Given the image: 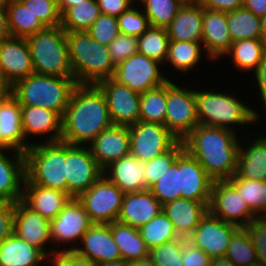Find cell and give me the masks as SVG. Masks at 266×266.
Instances as JSON below:
<instances>
[{
	"instance_id": "cell-1",
	"label": "cell",
	"mask_w": 266,
	"mask_h": 266,
	"mask_svg": "<svg viewBox=\"0 0 266 266\" xmlns=\"http://www.w3.org/2000/svg\"><path fill=\"white\" fill-rule=\"evenodd\" d=\"M112 125L101 89L95 84H78L62 117L61 141L86 146Z\"/></svg>"
},
{
	"instance_id": "cell-2",
	"label": "cell",
	"mask_w": 266,
	"mask_h": 266,
	"mask_svg": "<svg viewBox=\"0 0 266 266\" xmlns=\"http://www.w3.org/2000/svg\"><path fill=\"white\" fill-rule=\"evenodd\" d=\"M236 131L197 125L183 140L184 150L194 157L214 181L229 180L237 170L240 142Z\"/></svg>"
},
{
	"instance_id": "cell-3",
	"label": "cell",
	"mask_w": 266,
	"mask_h": 266,
	"mask_svg": "<svg viewBox=\"0 0 266 266\" xmlns=\"http://www.w3.org/2000/svg\"><path fill=\"white\" fill-rule=\"evenodd\" d=\"M70 62L78 84H97L113 78L115 66L109 47L96 41L87 31L66 32Z\"/></svg>"
},
{
	"instance_id": "cell-4",
	"label": "cell",
	"mask_w": 266,
	"mask_h": 266,
	"mask_svg": "<svg viewBox=\"0 0 266 266\" xmlns=\"http://www.w3.org/2000/svg\"><path fill=\"white\" fill-rule=\"evenodd\" d=\"M77 85L74 77L34 73L13 85V96L21 106L44 107L63 117Z\"/></svg>"
},
{
	"instance_id": "cell-5",
	"label": "cell",
	"mask_w": 266,
	"mask_h": 266,
	"mask_svg": "<svg viewBox=\"0 0 266 266\" xmlns=\"http://www.w3.org/2000/svg\"><path fill=\"white\" fill-rule=\"evenodd\" d=\"M199 124L227 128L237 132L233 125H249L259 121L257 110L245 105L230 93L195 91ZM232 125V126H231Z\"/></svg>"
},
{
	"instance_id": "cell-6",
	"label": "cell",
	"mask_w": 266,
	"mask_h": 266,
	"mask_svg": "<svg viewBox=\"0 0 266 266\" xmlns=\"http://www.w3.org/2000/svg\"><path fill=\"white\" fill-rule=\"evenodd\" d=\"M31 51L34 73L74 77L70 62L66 31L60 26L45 27L26 38Z\"/></svg>"
},
{
	"instance_id": "cell-7",
	"label": "cell",
	"mask_w": 266,
	"mask_h": 266,
	"mask_svg": "<svg viewBox=\"0 0 266 266\" xmlns=\"http://www.w3.org/2000/svg\"><path fill=\"white\" fill-rule=\"evenodd\" d=\"M25 173L35 185L67 193L66 143H33L25 152Z\"/></svg>"
},
{
	"instance_id": "cell-8",
	"label": "cell",
	"mask_w": 266,
	"mask_h": 266,
	"mask_svg": "<svg viewBox=\"0 0 266 266\" xmlns=\"http://www.w3.org/2000/svg\"><path fill=\"white\" fill-rule=\"evenodd\" d=\"M125 193L104 174L77 199L93 224L116 222Z\"/></svg>"
},
{
	"instance_id": "cell-9",
	"label": "cell",
	"mask_w": 266,
	"mask_h": 266,
	"mask_svg": "<svg viewBox=\"0 0 266 266\" xmlns=\"http://www.w3.org/2000/svg\"><path fill=\"white\" fill-rule=\"evenodd\" d=\"M167 81L165 126L182 141L197 125L195 90Z\"/></svg>"
},
{
	"instance_id": "cell-10",
	"label": "cell",
	"mask_w": 266,
	"mask_h": 266,
	"mask_svg": "<svg viewBox=\"0 0 266 266\" xmlns=\"http://www.w3.org/2000/svg\"><path fill=\"white\" fill-rule=\"evenodd\" d=\"M102 175L103 169L92 156L88 145L66 143L67 193L71 198H78Z\"/></svg>"
},
{
	"instance_id": "cell-11",
	"label": "cell",
	"mask_w": 266,
	"mask_h": 266,
	"mask_svg": "<svg viewBox=\"0 0 266 266\" xmlns=\"http://www.w3.org/2000/svg\"><path fill=\"white\" fill-rule=\"evenodd\" d=\"M130 154L142 162L169 151L179 140L159 123L138 121L129 126Z\"/></svg>"
},
{
	"instance_id": "cell-12",
	"label": "cell",
	"mask_w": 266,
	"mask_h": 266,
	"mask_svg": "<svg viewBox=\"0 0 266 266\" xmlns=\"http://www.w3.org/2000/svg\"><path fill=\"white\" fill-rule=\"evenodd\" d=\"M161 65L143 54L136 53L115 67L113 79L142 94L169 80L159 70Z\"/></svg>"
},
{
	"instance_id": "cell-13",
	"label": "cell",
	"mask_w": 266,
	"mask_h": 266,
	"mask_svg": "<svg viewBox=\"0 0 266 266\" xmlns=\"http://www.w3.org/2000/svg\"><path fill=\"white\" fill-rule=\"evenodd\" d=\"M208 209L213 216L239 228H244L256 218L227 180L214 181Z\"/></svg>"
},
{
	"instance_id": "cell-14",
	"label": "cell",
	"mask_w": 266,
	"mask_h": 266,
	"mask_svg": "<svg viewBox=\"0 0 266 266\" xmlns=\"http://www.w3.org/2000/svg\"><path fill=\"white\" fill-rule=\"evenodd\" d=\"M92 225L83 205L77 198H71L59 214L50 220L51 251L59 252L55 250L57 243L70 245L78 242Z\"/></svg>"
},
{
	"instance_id": "cell-15",
	"label": "cell",
	"mask_w": 266,
	"mask_h": 266,
	"mask_svg": "<svg viewBox=\"0 0 266 266\" xmlns=\"http://www.w3.org/2000/svg\"><path fill=\"white\" fill-rule=\"evenodd\" d=\"M105 95L109 116L113 125L131 126L139 121L140 94L113 78L96 84Z\"/></svg>"
},
{
	"instance_id": "cell-16",
	"label": "cell",
	"mask_w": 266,
	"mask_h": 266,
	"mask_svg": "<svg viewBox=\"0 0 266 266\" xmlns=\"http://www.w3.org/2000/svg\"><path fill=\"white\" fill-rule=\"evenodd\" d=\"M238 229L208 211L187 240L210 258L224 257L231 237Z\"/></svg>"
},
{
	"instance_id": "cell-17",
	"label": "cell",
	"mask_w": 266,
	"mask_h": 266,
	"mask_svg": "<svg viewBox=\"0 0 266 266\" xmlns=\"http://www.w3.org/2000/svg\"><path fill=\"white\" fill-rule=\"evenodd\" d=\"M82 242V243H81ZM65 248L59 252H73L76 256L97 264L121 259L120 250L111 234L110 224H93L80 240L79 246Z\"/></svg>"
},
{
	"instance_id": "cell-18",
	"label": "cell",
	"mask_w": 266,
	"mask_h": 266,
	"mask_svg": "<svg viewBox=\"0 0 266 266\" xmlns=\"http://www.w3.org/2000/svg\"><path fill=\"white\" fill-rule=\"evenodd\" d=\"M178 168L181 198L200 201L209 207L214 180L185 150L178 156Z\"/></svg>"
},
{
	"instance_id": "cell-19",
	"label": "cell",
	"mask_w": 266,
	"mask_h": 266,
	"mask_svg": "<svg viewBox=\"0 0 266 266\" xmlns=\"http://www.w3.org/2000/svg\"><path fill=\"white\" fill-rule=\"evenodd\" d=\"M0 68L4 78L12 85L34 74L26 38L10 36L0 40Z\"/></svg>"
},
{
	"instance_id": "cell-20",
	"label": "cell",
	"mask_w": 266,
	"mask_h": 266,
	"mask_svg": "<svg viewBox=\"0 0 266 266\" xmlns=\"http://www.w3.org/2000/svg\"><path fill=\"white\" fill-rule=\"evenodd\" d=\"M50 220L33 212L21 201L15 203L13 233L31 246L39 249L48 259L56 251L46 249L49 237ZM48 251V252H47Z\"/></svg>"
},
{
	"instance_id": "cell-21",
	"label": "cell",
	"mask_w": 266,
	"mask_h": 266,
	"mask_svg": "<svg viewBox=\"0 0 266 266\" xmlns=\"http://www.w3.org/2000/svg\"><path fill=\"white\" fill-rule=\"evenodd\" d=\"M88 146L92 156L104 170L114 161L130 154L129 127L112 125L102 131Z\"/></svg>"
},
{
	"instance_id": "cell-22",
	"label": "cell",
	"mask_w": 266,
	"mask_h": 266,
	"mask_svg": "<svg viewBox=\"0 0 266 266\" xmlns=\"http://www.w3.org/2000/svg\"><path fill=\"white\" fill-rule=\"evenodd\" d=\"M202 45L209 60L225 55L232 40L228 30L227 13L203 8Z\"/></svg>"
},
{
	"instance_id": "cell-23",
	"label": "cell",
	"mask_w": 266,
	"mask_h": 266,
	"mask_svg": "<svg viewBox=\"0 0 266 266\" xmlns=\"http://www.w3.org/2000/svg\"><path fill=\"white\" fill-rule=\"evenodd\" d=\"M161 211V203L149 189L125 193L117 221L139 229Z\"/></svg>"
},
{
	"instance_id": "cell-24",
	"label": "cell",
	"mask_w": 266,
	"mask_h": 266,
	"mask_svg": "<svg viewBox=\"0 0 266 266\" xmlns=\"http://www.w3.org/2000/svg\"><path fill=\"white\" fill-rule=\"evenodd\" d=\"M0 149V202L21 201L25 173V153L11 150V157ZM22 184V185H21Z\"/></svg>"
},
{
	"instance_id": "cell-25",
	"label": "cell",
	"mask_w": 266,
	"mask_h": 266,
	"mask_svg": "<svg viewBox=\"0 0 266 266\" xmlns=\"http://www.w3.org/2000/svg\"><path fill=\"white\" fill-rule=\"evenodd\" d=\"M32 144L23 132L21 105L12 96L0 106V149L25 153Z\"/></svg>"
},
{
	"instance_id": "cell-26",
	"label": "cell",
	"mask_w": 266,
	"mask_h": 266,
	"mask_svg": "<svg viewBox=\"0 0 266 266\" xmlns=\"http://www.w3.org/2000/svg\"><path fill=\"white\" fill-rule=\"evenodd\" d=\"M21 202L33 212L41 214L46 219H54L71 197L68 193L44 188L24 180Z\"/></svg>"
},
{
	"instance_id": "cell-27",
	"label": "cell",
	"mask_w": 266,
	"mask_h": 266,
	"mask_svg": "<svg viewBox=\"0 0 266 266\" xmlns=\"http://www.w3.org/2000/svg\"><path fill=\"white\" fill-rule=\"evenodd\" d=\"M22 128L25 138L46 136L44 142H59L62 137V117L55 111L37 106H21Z\"/></svg>"
},
{
	"instance_id": "cell-28",
	"label": "cell",
	"mask_w": 266,
	"mask_h": 266,
	"mask_svg": "<svg viewBox=\"0 0 266 266\" xmlns=\"http://www.w3.org/2000/svg\"><path fill=\"white\" fill-rule=\"evenodd\" d=\"M162 211L173 224L178 236L187 239L209 209L203 202L179 198L162 205Z\"/></svg>"
},
{
	"instance_id": "cell-29",
	"label": "cell",
	"mask_w": 266,
	"mask_h": 266,
	"mask_svg": "<svg viewBox=\"0 0 266 266\" xmlns=\"http://www.w3.org/2000/svg\"><path fill=\"white\" fill-rule=\"evenodd\" d=\"M103 174L124 193L148 189L144 162L131 154L111 163L103 170Z\"/></svg>"
},
{
	"instance_id": "cell-30",
	"label": "cell",
	"mask_w": 266,
	"mask_h": 266,
	"mask_svg": "<svg viewBox=\"0 0 266 266\" xmlns=\"http://www.w3.org/2000/svg\"><path fill=\"white\" fill-rule=\"evenodd\" d=\"M203 7L188 1L176 13L166 28L170 41L202 42Z\"/></svg>"
},
{
	"instance_id": "cell-31",
	"label": "cell",
	"mask_w": 266,
	"mask_h": 266,
	"mask_svg": "<svg viewBox=\"0 0 266 266\" xmlns=\"http://www.w3.org/2000/svg\"><path fill=\"white\" fill-rule=\"evenodd\" d=\"M252 143V144H251ZM240 145L236 175L242 179L266 181V136Z\"/></svg>"
},
{
	"instance_id": "cell-32",
	"label": "cell",
	"mask_w": 266,
	"mask_h": 266,
	"mask_svg": "<svg viewBox=\"0 0 266 266\" xmlns=\"http://www.w3.org/2000/svg\"><path fill=\"white\" fill-rule=\"evenodd\" d=\"M47 257L37 248L12 233L0 243V266H38Z\"/></svg>"
},
{
	"instance_id": "cell-33",
	"label": "cell",
	"mask_w": 266,
	"mask_h": 266,
	"mask_svg": "<svg viewBox=\"0 0 266 266\" xmlns=\"http://www.w3.org/2000/svg\"><path fill=\"white\" fill-rule=\"evenodd\" d=\"M110 229L122 259L133 262L149 257V248L141 238L139 229L118 221L110 223Z\"/></svg>"
},
{
	"instance_id": "cell-34",
	"label": "cell",
	"mask_w": 266,
	"mask_h": 266,
	"mask_svg": "<svg viewBox=\"0 0 266 266\" xmlns=\"http://www.w3.org/2000/svg\"><path fill=\"white\" fill-rule=\"evenodd\" d=\"M6 8L10 36L27 38L45 28L20 0L11 1Z\"/></svg>"
},
{
	"instance_id": "cell-35",
	"label": "cell",
	"mask_w": 266,
	"mask_h": 266,
	"mask_svg": "<svg viewBox=\"0 0 266 266\" xmlns=\"http://www.w3.org/2000/svg\"><path fill=\"white\" fill-rule=\"evenodd\" d=\"M225 55H231L233 64L241 71L254 72L266 55V47L261 39H243L233 42Z\"/></svg>"
},
{
	"instance_id": "cell-36",
	"label": "cell",
	"mask_w": 266,
	"mask_h": 266,
	"mask_svg": "<svg viewBox=\"0 0 266 266\" xmlns=\"http://www.w3.org/2000/svg\"><path fill=\"white\" fill-rule=\"evenodd\" d=\"M256 217H266V181L248 180L234 174L227 180Z\"/></svg>"
},
{
	"instance_id": "cell-37",
	"label": "cell",
	"mask_w": 266,
	"mask_h": 266,
	"mask_svg": "<svg viewBox=\"0 0 266 266\" xmlns=\"http://www.w3.org/2000/svg\"><path fill=\"white\" fill-rule=\"evenodd\" d=\"M232 43L243 39H261V20L244 7L227 12Z\"/></svg>"
},
{
	"instance_id": "cell-38",
	"label": "cell",
	"mask_w": 266,
	"mask_h": 266,
	"mask_svg": "<svg viewBox=\"0 0 266 266\" xmlns=\"http://www.w3.org/2000/svg\"><path fill=\"white\" fill-rule=\"evenodd\" d=\"M167 82L140 94L139 121L165 125Z\"/></svg>"
},
{
	"instance_id": "cell-39",
	"label": "cell",
	"mask_w": 266,
	"mask_h": 266,
	"mask_svg": "<svg viewBox=\"0 0 266 266\" xmlns=\"http://www.w3.org/2000/svg\"><path fill=\"white\" fill-rule=\"evenodd\" d=\"M101 14L97 0H87L61 15L60 26L66 31H87Z\"/></svg>"
},
{
	"instance_id": "cell-40",
	"label": "cell",
	"mask_w": 266,
	"mask_h": 266,
	"mask_svg": "<svg viewBox=\"0 0 266 266\" xmlns=\"http://www.w3.org/2000/svg\"><path fill=\"white\" fill-rule=\"evenodd\" d=\"M203 50L200 42L170 41L165 62L171 63L176 71L187 72L201 61Z\"/></svg>"
},
{
	"instance_id": "cell-41",
	"label": "cell",
	"mask_w": 266,
	"mask_h": 266,
	"mask_svg": "<svg viewBox=\"0 0 266 266\" xmlns=\"http://www.w3.org/2000/svg\"><path fill=\"white\" fill-rule=\"evenodd\" d=\"M170 39L166 28L150 26L138 37V53L163 65L165 63Z\"/></svg>"
},
{
	"instance_id": "cell-42",
	"label": "cell",
	"mask_w": 266,
	"mask_h": 266,
	"mask_svg": "<svg viewBox=\"0 0 266 266\" xmlns=\"http://www.w3.org/2000/svg\"><path fill=\"white\" fill-rule=\"evenodd\" d=\"M139 232L149 249L180 238L163 211L141 226Z\"/></svg>"
},
{
	"instance_id": "cell-43",
	"label": "cell",
	"mask_w": 266,
	"mask_h": 266,
	"mask_svg": "<svg viewBox=\"0 0 266 266\" xmlns=\"http://www.w3.org/2000/svg\"><path fill=\"white\" fill-rule=\"evenodd\" d=\"M225 257L235 266H251L258 263L257 253L245 228H239L232 235Z\"/></svg>"
},
{
	"instance_id": "cell-44",
	"label": "cell",
	"mask_w": 266,
	"mask_h": 266,
	"mask_svg": "<svg viewBox=\"0 0 266 266\" xmlns=\"http://www.w3.org/2000/svg\"><path fill=\"white\" fill-rule=\"evenodd\" d=\"M151 26L167 28L185 0H139Z\"/></svg>"
},
{
	"instance_id": "cell-45",
	"label": "cell",
	"mask_w": 266,
	"mask_h": 266,
	"mask_svg": "<svg viewBox=\"0 0 266 266\" xmlns=\"http://www.w3.org/2000/svg\"><path fill=\"white\" fill-rule=\"evenodd\" d=\"M149 190L161 205L181 198V192L179 189L178 157L169 167L167 172L154 183Z\"/></svg>"
},
{
	"instance_id": "cell-46",
	"label": "cell",
	"mask_w": 266,
	"mask_h": 266,
	"mask_svg": "<svg viewBox=\"0 0 266 266\" xmlns=\"http://www.w3.org/2000/svg\"><path fill=\"white\" fill-rule=\"evenodd\" d=\"M184 151L182 141H178L169 151L156 156L150 161L144 162L145 174L148 180V189L156 183L176 161L177 157Z\"/></svg>"
},
{
	"instance_id": "cell-47",
	"label": "cell",
	"mask_w": 266,
	"mask_h": 266,
	"mask_svg": "<svg viewBox=\"0 0 266 266\" xmlns=\"http://www.w3.org/2000/svg\"><path fill=\"white\" fill-rule=\"evenodd\" d=\"M186 238L166 242L162 245L149 249V257L157 266H182L183 243Z\"/></svg>"
},
{
	"instance_id": "cell-48",
	"label": "cell",
	"mask_w": 266,
	"mask_h": 266,
	"mask_svg": "<svg viewBox=\"0 0 266 266\" xmlns=\"http://www.w3.org/2000/svg\"><path fill=\"white\" fill-rule=\"evenodd\" d=\"M120 34L139 37L151 26L143 10L131 6L117 17Z\"/></svg>"
},
{
	"instance_id": "cell-49",
	"label": "cell",
	"mask_w": 266,
	"mask_h": 266,
	"mask_svg": "<svg viewBox=\"0 0 266 266\" xmlns=\"http://www.w3.org/2000/svg\"><path fill=\"white\" fill-rule=\"evenodd\" d=\"M45 27L61 24L57 0H20Z\"/></svg>"
},
{
	"instance_id": "cell-50",
	"label": "cell",
	"mask_w": 266,
	"mask_h": 266,
	"mask_svg": "<svg viewBox=\"0 0 266 266\" xmlns=\"http://www.w3.org/2000/svg\"><path fill=\"white\" fill-rule=\"evenodd\" d=\"M87 32L96 41L108 46L120 34L117 17L101 13Z\"/></svg>"
},
{
	"instance_id": "cell-51",
	"label": "cell",
	"mask_w": 266,
	"mask_h": 266,
	"mask_svg": "<svg viewBox=\"0 0 266 266\" xmlns=\"http://www.w3.org/2000/svg\"><path fill=\"white\" fill-rule=\"evenodd\" d=\"M108 47L110 59L116 67L133 54L138 53V38L119 34L109 43Z\"/></svg>"
},
{
	"instance_id": "cell-52",
	"label": "cell",
	"mask_w": 266,
	"mask_h": 266,
	"mask_svg": "<svg viewBox=\"0 0 266 266\" xmlns=\"http://www.w3.org/2000/svg\"><path fill=\"white\" fill-rule=\"evenodd\" d=\"M244 228L252 240L258 263L266 266V217H256Z\"/></svg>"
},
{
	"instance_id": "cell-53",
	"label": "cell",
	"mask_w": 266,
	"mask_h": 266,
	"mask_svg": "<svg viewBox=\"0 0 266 266\" xmlns=\"http://www.w3.org/2000/svg\"><path fill=\"white\" fill-rule=\"evenodd\" d=\"M182 266H209L211 258L200 248L186 240L183 243Z\"/></svg>"
},
{
	"instance_id": "cell-54",
	"label": "cell",
	"mask_w": 266,
	"mask_h": 266,
	"mask_svg": "<svg viewBox=\"0 0 266 266\" xmlns=\"http://www.w3.org/2000/svg\"><path fill=\"white\" fill-rule=\"evenodd\" d=\"M15 203L0 202V243L13 233Z\"/></svg>"
},
{
	"instance_id": "cell-55",
	"label": "cell",
	"mask_w": 266,
	"mask_h": 266,
	"mask_svg": "<svg viewBox=\"0 0 266 266\" xmlns=\"http://www.w3.org/2000/svg\"><path fill=\"white\" fill-rule=\"evenodd\" d=\"M135 1L136 0H97V3L102 14L118 17L133 6V2Z\"/></svg>"
},
{
	"instance_id": "cell-56",
	"label": "cell",
	"mask_w": 266,
	"mask_h": 266,
	"mask_svg": "<svg viewBox=\"0 0 266 266\" xmlns=\"http://www.w3.org/2000/svg\"><path fill=\"white\" fill-rule=\"evenodd\" d=\"M54 266H98L97 263L80 258L73 252H55L52 254Z\"/></svg>"
},
{
	"instance_id": "cell-57",
	"label": "cell",
	"mask_w": 266,
	"mask_h": 266,
	"mask_svg": "<svg viewBox=\"0 0 266 266\" xmlns=\"http://www.w3.org/2000/svg\"><path fill=\"white\" fill-rule=\"evenodd\" d=\"M198 2L203 8L226 13L243 7V0H199Z\"/></svg>"
},
{
	"instance_id": "cell-58",
	"label": "cell",
	"mask_w": 266,
	"mask_h": 266,
	"mask_svg": "<svg viewBox=\"0 0 266 266\" xmlns=\"http://www.w3.org/2000/svg\"><path fill=\"white\" fill-rule=\"evenodd\" d=\"M254 76L257 81L258 91L260 90L261 101L264 102V107L266 111V55L263 60L258 65L257 69L254 71Z\"/></svg>"
},
{
	"instance_id": "cell-59",
	"label": "cell",
	"mask_w": 266,
	"mask_h": 266,
	"mask_svg": "<svg viewBox=\"0 0 266 266\" xmlns=\"http://www.w3.org/2000/svg\"><path fill=\"white\" fill-rule=\"evenodd\" d=\"M243 7L259 18L266 15V0H243Z\"/></svg>"
},
{
	"instance_id": "cell-60",
	"label": "cell",
	"mask_w": 266,
	"mask_h": 266,
	"mask_svg": "<svg viewBox=\"0 0 266 266\" xmlns=\"http://www.w3.org/2000/svg\"><path fill=\"white\" fill-rule=\"evenodd\" d=\"M10 37L8 30L7 8L0 4V40Z\"/></svg>"
},
{
	"instance_id": "cell-61",
	"label": "cell",
	"mask_w": 266,
	"mask_h": 266,
	"mask_svg": "<svg viewBox=\"0 0 266 266\" xmlns=\"http://www.w3.org/2000/svg\"><path fill=\"white\" fill-rule=\"evenodd\" d=\"M13 96V85L8 81H0V106Z\"/></svg>"
},
{
	"instance_id": "cell-62",
	"label": "cell",
	"mask_w": 266,
	"mask_h": 266,
	"mask_svg": "<svg viewBox=\"0 0 266 266\" xmlns=\"http://www.w3.org/2000/svg\"><path fill=\"white\" fill-rule=\"evenodd\" d=\"M84 1L87 0H57L60 15H62L67 9L72 8Z\"/></svg>"
},
{
	"instance_id": "cell-63",
	"label": "cell",
	"mask_w": 266,
	"mask_h": 266,
	"mask_svg": "<svg viewBox=\"0 0 266 266\" xmlns=\"http://www.w3.org/2000/svg\"><path fill=\"white\" fill-rule=\"evenodd\" d=\"M209 266H235L232 261L224 257L211 258Z\"/></svg>"
},
{
	"instance_id": "cell-64",
	"label": "cell",
	"mask_w": 266,
	"mask_h": 266,
	"mask_svg": "<svg viewBox=\"0 0 266 266\" xmlns=\"http://www.w3.org/2000/svg\"><path fill=\"white\" fill-rule=\"evenodd\" d=\"M130 266H157L150 257L130 262Z\"/></svg>"
},
{
	"instance_id": "cell-65",
	"label": "cell",
	"mask_w": 266,
	"mask_h": 266,
	"mask_svg": "<svg viewBox=\"0 0 266 266\" xmlns=\"http://www.w3.org/2000/svg\"><path fill=\"white\" fill-rule=\"evenodd\" d=\"M98 266H130V262L121 258L104 264H98Z\"/></svg>"
},
{
	"instance_id": "cell-66",
	"label": "cell",
	"mask_w": 266,
	"mask_h": 266,
	"mask_svg": "<svg viewBox=\"0 0 266 266\" xmlns=\"http://www.w3.org/2000/svg\"><path fill=\"white\" fill-rule=\"evenodd\" d=\"M261 20V41L264 43L266 47V15Z\"/></svg>"
},
{
	"instance_id": "cell-67",
	"label": "cell",
	"mask_w": 266,
	"mask_h": 266,
	"mask_svg": "<svg viewBox=\"0 0 266 266\" xmlns=\"http://www.w3.org/2000/svg\"><path fill=\"white\" fill-rule=\"evenodd\" d=\"M11 1H13V0H0V4L7 6Z\"/></svg>"
},
{
	"instance_id": "cell-68",
	"label": "cell",
	"mask_w": 266,
	"mask_h": 266,
	"mask_svg": "<svg viewBox=\"0 0 266 266\" xmlns=\"http://www.w3.org/2000/svg\"><path fill=\"white\" fill-rule=\"evenodd\" d=\"M0 81H7L5 78H4V75L1 71V68H0Z\"/></svg>"
},
{
	"instance_id": "cell-69",
	"label": "cell",
	"mask_w": 266,
	"mask_h": 266,
	"mask_svg": "<svg viewBox=\"0 0 266 266\" xmlns=\"http://www.w3.org/2000/svg\"><path fill=\"white\" fill-rule=\"evenodd\" d=\"M251 266H264V265L257 263V264H253Z\"/></svg>"
},
{
	"instance_id": "cell-70",
	"label": "cell",
	"mask_w": 266,
	"mask_h": 266,
	"mask_svg": "<svg viewBox=\"0 0 266 266\" xmlns=\"http://www.w3.org/2000/svg\"><path fill=\"white\" fill-rule=\"evenodd\" d=\"M186 2L192 1V2H198L199 0H185Z\"/></svg>"
}]
</instances>
